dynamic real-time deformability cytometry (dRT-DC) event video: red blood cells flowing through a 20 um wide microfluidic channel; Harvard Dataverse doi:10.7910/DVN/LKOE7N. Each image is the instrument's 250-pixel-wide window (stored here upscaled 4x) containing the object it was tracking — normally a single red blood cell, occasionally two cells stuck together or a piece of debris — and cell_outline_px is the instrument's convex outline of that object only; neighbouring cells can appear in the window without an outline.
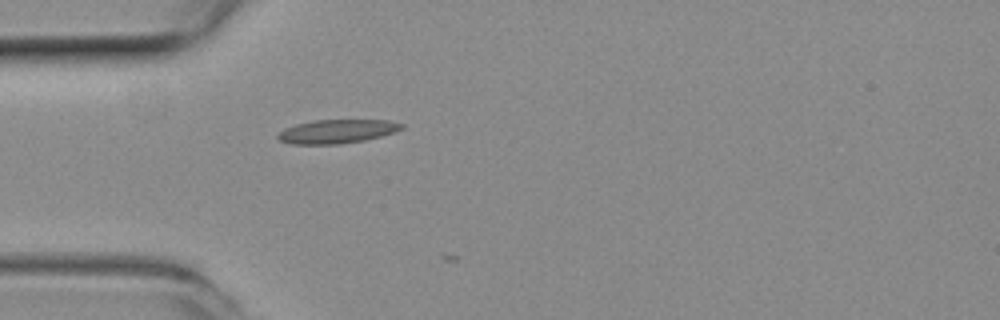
{"species": "common noctule bat (a hibernating species)", "species_latin": "Nyctalus noctula", "temperature_condition": "room temperature", "stored_images_in_passage": 3, "camera_frame_rate_fps": 3000, "um_per_image_px": 0.085, "animal": {"sex": "female", "body_mass_g": 19.3, "forearm_length_mm": 54.1}, "frame": {"image": 1, "passage_image": 2, "time_ms": 0.333, "image_size_px": [1000, 320], "cell_outline_px": [[404, 128], [380, 136], [364, 140], [340, 144], [292, 144], [280, 140], [276, 136], [284, 128], [296, 124], [312, 120], [388, 120], [404, 124]], "centroid_in_image_um": [28.62, 11.16], "position_along_channel_um": 56.4, "area_um2": 17.05}}